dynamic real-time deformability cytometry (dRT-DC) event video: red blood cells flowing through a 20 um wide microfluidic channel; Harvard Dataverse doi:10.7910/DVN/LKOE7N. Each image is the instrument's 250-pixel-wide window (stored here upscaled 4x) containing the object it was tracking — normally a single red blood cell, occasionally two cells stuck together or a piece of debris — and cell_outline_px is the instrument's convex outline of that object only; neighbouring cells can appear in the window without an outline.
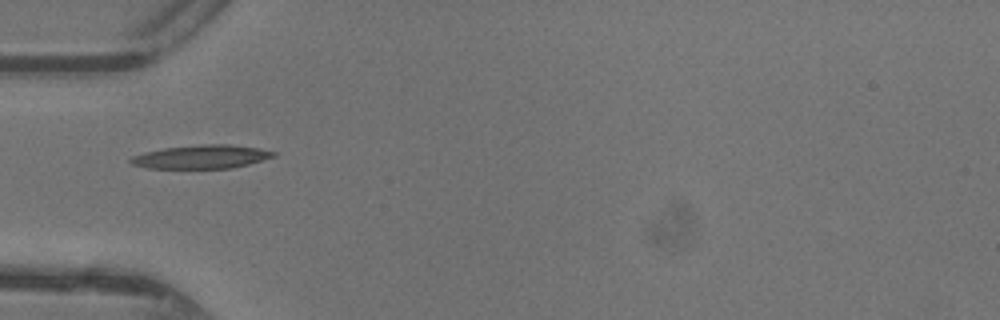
{"species": "common noctule bat (a hibernating species)", "species_latin": "Nyctalus noctula", "temperature_condition": "warm", "stored_images_in_passage": 33, "camera_frame_rate_fps": 3000, "um_per_image_px": 0.085, "animal": {"sex": "female"}, "frame": {"image": 1, "passage_image": 1, "time_ms": 0.0, "image_size_px": [1000, 320], "cell_outline_px": [[276, 156], [248, 164], [232, 168], [148, 168], [132, 164], [128, 160], [132, 156], [144, 152], [164, 148], [200, 144], [228, 144], [256, 148], [276, 152]], "centroid_in_image_um": [17.1, 13.32], "position_along_channel_um": 67.9, "area_um2": 19.48}}
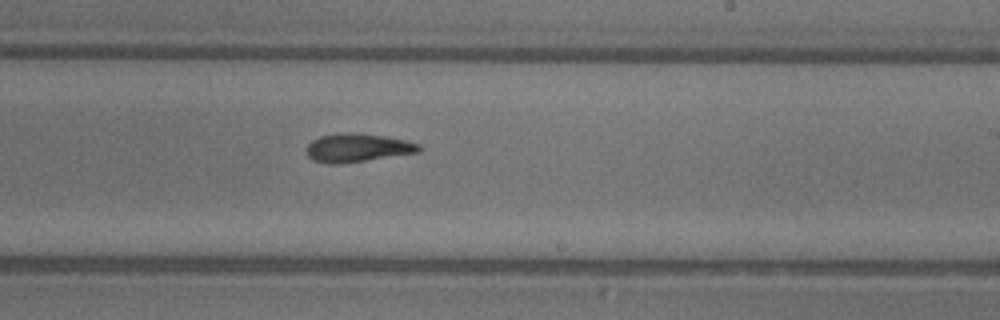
{"frame": {"image": 2, "passage_image": 14, "time_ms": 4.333, "image_size_px": [1000, 320], "cell_outline_px": [[420, 152], [340, 164], [328, 164], [312, 160], [308, 156], [308, 144], [312, 140], [320, 136], [344, 132], [352, 132], [384, 136], [404, 140], [420, 144]], "centroid_in_image_um": [30.37, 12.56], "position_along_channel_um": 258.6, "area_um2": 18.55}}
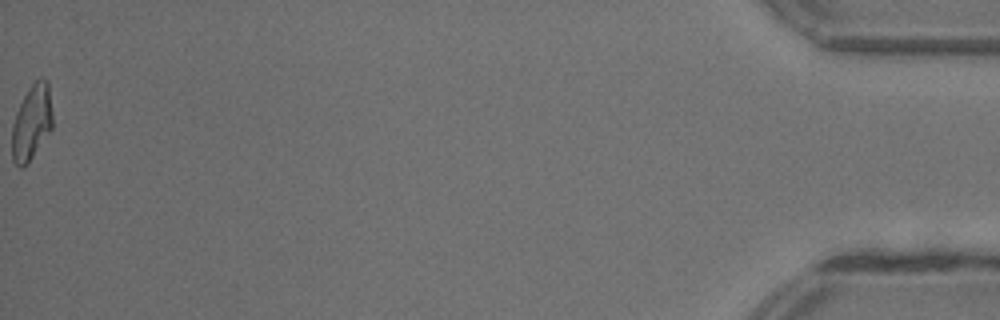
{"frame": {"image": 3, "passage_image": 33, "time_ms": 10.667, "image_size_px": [1000, 320], "cell_outline_px": [[52, 128], [28, 164], [24, 168], [20, 168], [12, 160], [12, 124], [16, 112], [28, 88], [40, 76], [44, 76], [48, 80], [52, 112]], "centroid_in_image_um": [2.69, 10.4], "position_along_channel_um": 432.5, "area_um2": 18.03}, "authors_computed_cell_mechanics": {"area_um2": 18.2648, "velocity_mm_per_s": 4.3992, "shape_relaxation_time_tau1_ms": 8.1131, "shape_relaxation_time_tau2_ms": 3.4714, "deformation_change_tau1": 0.2476, "deformation_change_tau2": 0.1209}}